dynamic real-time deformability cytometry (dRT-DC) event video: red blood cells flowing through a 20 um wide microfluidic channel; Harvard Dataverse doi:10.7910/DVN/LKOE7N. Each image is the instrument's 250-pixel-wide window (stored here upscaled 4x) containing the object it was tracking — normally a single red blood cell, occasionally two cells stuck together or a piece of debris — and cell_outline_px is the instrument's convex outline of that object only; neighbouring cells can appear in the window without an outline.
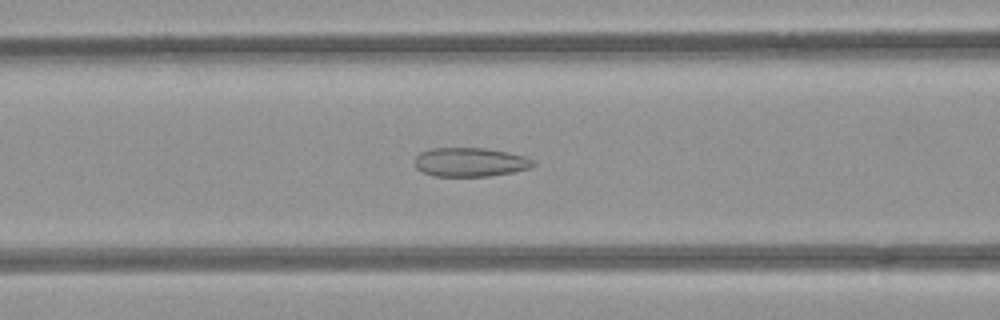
{"species": "common noctule bat (a hibernating species)", "species_latin": "Nyctalus noctula", "temperature_condition": "room temperature", "stored_images_in_passage": 43, "camera_frame_rate_fps": 3000, "um_per_image_px": 0.085, "animal": {"sex": "female", "body_mass_g": 21.9}, "frame": {"image": 1, "passage_image": 12, "time_ms": 3.667, "image_size_px": [1000, 320], "cell_outline_px": [[536, 164], [528, 168], [512, 172], [488, 176], [436, 176], [424, 172], [416, 168], [416, 156], [420, 152], [432, 148], [484, 148], [508, 152], [524, 156], [532, 160]], "centroid_in_image_um": [39.96, 13.77], "position_along_channel_um": 126.6, "area_um2": 19.77}}
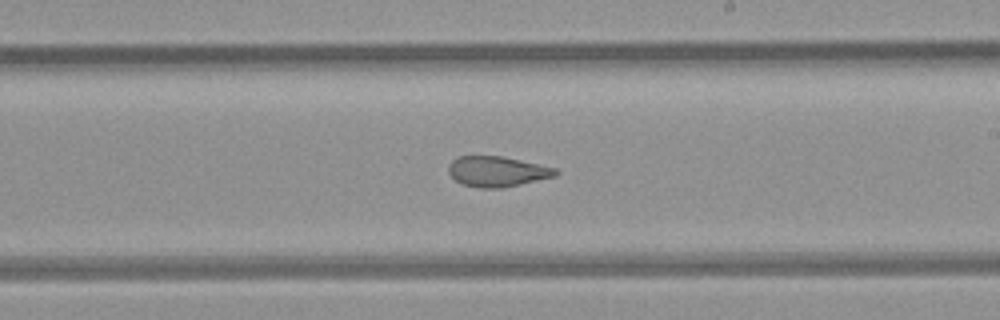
{"frame": {"image": 2, "passage_image": 21, "time_ms": 6.667, "image_size_px": [1000, 320], "cell_outline_px": [[560, 172], [556, 176], [504, 188], [480, 188], [464, 184], [456, 180], [448, 172], [448, 164], [456, 156], [500, 156], [520, 160], [556, 168]], "centroid_in_image_um": [42.26, 14.57], "position_along_channel_um": 246.7, "area_um2": 18.96}}
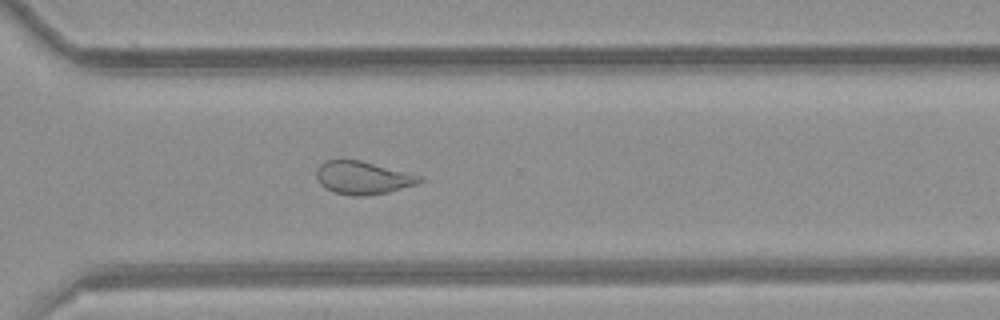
{"frame": {"image": 3, "passage_image": 28, "time_ms": 9.0, "image_size_px": [1000, 320], "cell_outline_px": [[424, 180], [416, 184], [388, 192], [364, 196], [352, 196], [332, 192], [324, 188], [320, 184], [316, 176], [316, 172], [320, 164], [324, 160], [360, 160], [424, 176]], "centroid_in_image_um": [30.84, 15.11], "position_along_channel_um": 339.8, "area_um2": 19.94}}